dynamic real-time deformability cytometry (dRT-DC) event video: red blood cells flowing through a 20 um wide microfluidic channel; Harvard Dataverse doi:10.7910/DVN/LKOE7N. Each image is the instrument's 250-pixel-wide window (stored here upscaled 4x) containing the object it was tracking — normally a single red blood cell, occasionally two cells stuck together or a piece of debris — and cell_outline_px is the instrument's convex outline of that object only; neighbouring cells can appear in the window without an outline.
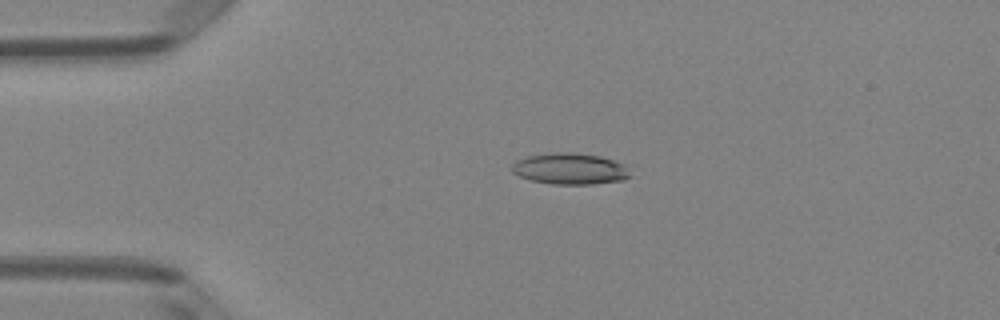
{"species": "Egyptian fruit bat (a non-hibernating species)", "species_latin": "Rousettus aegyptiacus", "temperature_condition": "room temperature", "stored_images_in_passage": 2, "camera_frame_rate_fps": 3000, "um_per_image_px": 0.085, "animal": {"sex": "female"}, "frame": {"image": 1, "passage_image": 1, "time_ms": 0.0, "image_size_px": [1000, 320], "cell_outline_px": [[632, 176], [624, 180], [592, 184], [552, 184], [532, 180], [520, 176], [512, 172], [512, 164], [516, 160], [528, 156], [552, 152], [572, 152], [600, 156], [628, 164]], "centroid_in_image_um": [48.52, 14.34], "position_along_channel_um": 36.5, "area_um2": 21.85}}